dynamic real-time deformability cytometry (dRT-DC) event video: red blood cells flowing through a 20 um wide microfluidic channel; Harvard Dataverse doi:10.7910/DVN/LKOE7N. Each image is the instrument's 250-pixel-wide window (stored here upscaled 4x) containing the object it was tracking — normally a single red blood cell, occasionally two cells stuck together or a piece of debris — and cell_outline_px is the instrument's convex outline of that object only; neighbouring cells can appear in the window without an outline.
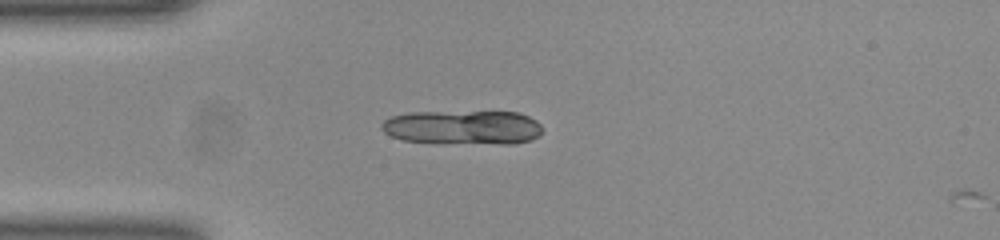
{"species": "common noctule bat (a hibernating species)", "species_latin": "Nyctalus noctula", "temperature_condition": "room temperature", "stored_images_in_passage": 11, "camera_frame_rate_fps": 3000, "um_per_image_px": 0.085, "animal": {"sex": "female", "body_mass_g": 23.0, "forearm_length_mm": 53.4}, "frame": {"image": 1, "passage_image": 10, "time_ms": 3.0, "image_size_px": [1000, 240], "cell_outline_px": [[540, 136], [532, 140], [516, 144], [500, 144], [404, 140], [392, 136], [384, 132], [380, 128], [380, 124], [384, 120], [392, 116], [408, 112], [520, 112], [536, 120], [540, 124]], "centroid_in_image_um": [39.38, 10.81], "position_along_channel_um": 45.6, "area_um2": 31.91}}